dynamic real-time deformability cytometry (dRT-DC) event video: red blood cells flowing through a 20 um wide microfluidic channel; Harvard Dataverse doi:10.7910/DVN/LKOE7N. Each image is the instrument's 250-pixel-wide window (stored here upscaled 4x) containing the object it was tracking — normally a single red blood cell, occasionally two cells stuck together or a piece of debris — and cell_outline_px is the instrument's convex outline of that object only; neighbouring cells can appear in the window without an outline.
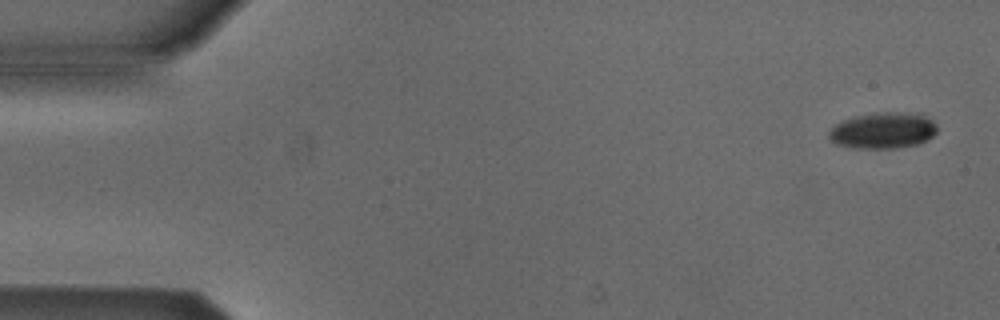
{"species": "Egyptian fruit bat (a non-hibernating species)", "species_latin": "Rousettus aegyptiacus", "temperature_condition": "cold", "stored_images_in_passage": 5, "camera_frame_rate_fps": 3000, "um_per_image_px": 0.085, "animal": {"sex": "male"}, "frame": {"image": 1, "passage_image": 1, "time_ms": 0.0, "image_size_px": [1000, 320], "cell_outline_px": [[936, 132], [932, 136], [916, 144], [896, 148], [856, 148], [836, 144], [828, 136], [832, 128], [836, 124], [844, 120], [856, 116], [884, 112], [896, 112], [924, 116], [932, 120], [936, 124]], "centroid_in_image_um": [75.04, 11.1], "position_along_channel_um": 10.0, "area_um2": 22.2}}
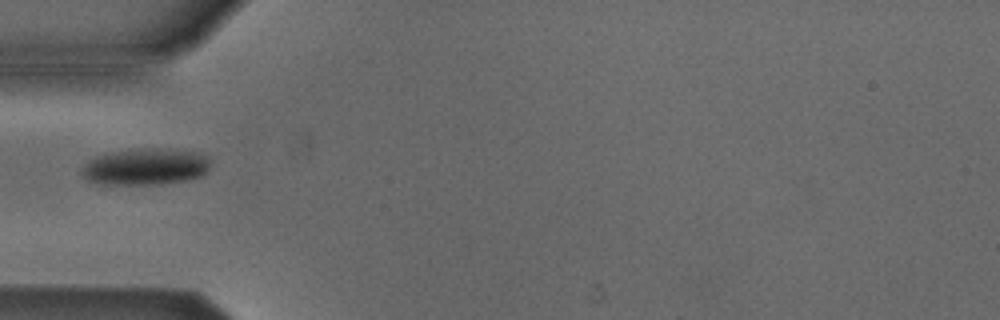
{"frame": {"image": 2, "passage_image": 5, "time_ms": 5.0, "image_size_px": [1000, 320], "cell_outline_px": [[208, 168], [200, 176], [188, 180], [160, 184], [96, 184], [88, 180], [80, 172], [96, 156], [104, 152], [144, 148], [160, 148], [200, 152], [208, 156]], "centroid_in_image_um": [12.37, 14.16], "position_along_channel_um": 72.6, "area_um2": 27.4}}